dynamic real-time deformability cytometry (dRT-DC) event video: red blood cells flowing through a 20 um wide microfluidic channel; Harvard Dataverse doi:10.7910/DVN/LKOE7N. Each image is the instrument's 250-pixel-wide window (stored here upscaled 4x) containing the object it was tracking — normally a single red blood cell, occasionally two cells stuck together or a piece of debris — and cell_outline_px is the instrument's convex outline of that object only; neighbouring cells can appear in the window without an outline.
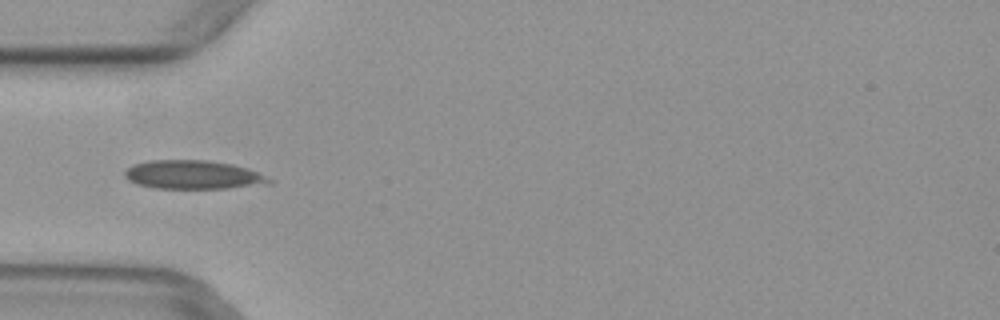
{"species": "common noctule bat (a hibernating species)", "species_latin": "Nyctalus noctula", "temperature_condition": "warm", "stored_images_in_passage": 5, "camera_frame_rate_fps": 3000, "um_per_image_px": 0.085, "animal": {"sex": "female", "body_mass_g": 29.2, "forearm_length_mm": 56.3}, "frame": {"image": 1, "passage_image": 4, "time_ms": 1.0, "image_size_px": [1000, 320], "cell_outline_px": [[272, 184], [228, 188], [152, 188], [136, 184], [128, 180], [124, 176], [124, 172], [132, 164], [148, 160], [208, 160], [232, 164], [248, 168], [272, 180]], "centroid_in_image_um": [16.38, 14.85], "position_along_channel_um": 68.6, "area_um2": 24.28}}